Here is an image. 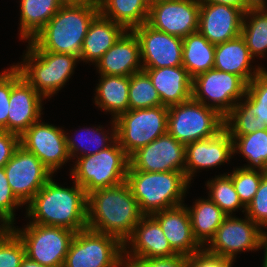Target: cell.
Instances as JSON below:
<instances>
[{"instance_id":"17","label":"cell","mask_w":267,"mask_h":267,"mask_svg":"<svg viewBox=\"0 0 267 267\" xmlns=\"http://www.w3.org/2000/svg\"><path fill=\"white\" fill-rule=\"evenodd\" d=\"M132 31L140 43L143 69L182 66V38L156 30L147 22Z\"/></svg>"},{"instance_id":"29","label":"cell","mask_w":267,"mask_h":267,"mask_svg":"<svg viewBox=\"0 0 267 267\" xmlns=\"http://www.w3.org/2000/svg\"><path fill=\"white\" fill-rule=\"evenodd\" d=\"M187 207L191 219L192 233L198 244L204 248L214 237L217 228L227 216L209 197L199 198Z\"/></svg>"},{"instance_id":"43","label":"cell","mask_w":267,"mask_h":267,"mask_svg":"<svg viewBox=\"0 0 267 267\" xmlns=\"http://www.w3.org/2000/svg\"><path fill=\"white\" fill-rule=\"evenodd\" d=\"M12 90V66L0 73V131H7L9 99Z\"/></svg>"},{"instance_id":"50","label":"cell","mask_w":267,"mask_h":267,"mask_svg":"<svg viewBox=\"0 0 267 267\" xmlns=\"http://www.w3.org/2000/svg\"><path fill=\"white\" fill-rule=\"evenodd\" d=\"M260 249H264V259L262 267H267V236L263 239Z\"/></svg>"},{"instance_id":"7","label":"cell","mask_w":267,"mask_h":267,"mask_svg":"<svg viewBox=\"0 0 267 267\" xmlns=\"http://www.w3.org/2000/svg\"><path fill=\"white\" fill-rule=\"evenodd\" d=\"M224 128V117L190 98L168 107L167 133L185 146L215 136Z\"/></svg>"},{"instance_id":"26","label":"cell","mask_w":267,"mask_h":267,"mask_svg":"<svg viewBox=\"0 0 267 267\" xmlns=\"http://www.w3.org/2000/svg\"><path fill=\"white\" fill-rule=\"evenodd\" d=\"M251 61L253 57L241 35L215 45L213 68L240 76L247 84L264 69L260 66L252 69Z\"/></svg>"},{"instance_id":"19","label":"cell","mask_w":267,"mask_h":267,"mask_svg":"<svg viewBox=\"0 0 267 267\" xmlns=\"http://www.w3.org/2000/svg\"><path fill=\"white\" fill-rule=\"evenodd\" d=\"M42 99L44 98L12 65L7 131L21 136L32 124L38 122L43 114Z\"/></svg>"},{"instance_id":"5","label":"cell","mask_w":267,"mask_h":267,"mask_svg":"<svg viewBox=\"0 0 267 267\" xmlns=\"http://www.w3.org/2000/svg\"><path fill=\"white\" fill-rule=\"evenodd\" d=\"M74 163L70 176L87 195L125 182L130 165L129 156L117 140L96 154L78 157Z\"/></svg>"},{"instance_id":"6","label":"cell","mask_w":267,"mask_h":267,"mask_svg":"<svg viewBox=\"0 0 267 267\" xmlns=\"http://www.w3.org/2000/svg\"><path fill=\"white\" fill-rule=\"evenodd\" d=\"M79 61L78 57L71 54L34 51L28 45L22 63L14 66L21 76L46 99L51 98L65 86Z\"/></svg>"},{"instance_id":"2","label":"cell","mask_w":267,"mask_h":267,"mask_svg":"<svg viewBox=\"0 0 267 267\" xmlns=\"http://www.w3.org/2000/svg\"><path fill=\"white\" fill-rule=\"evenodd\" d=\"M62 187L52 177L26 205L29 223L62 227L78 232L87 228V194L73 182ZM31 217V218H30Z\"/></svg>"},{"instance_id":"39","label":"cell","mask_w":267,"mask_h":267,"mask_svg":"<svg viewBox=\"0 0 267 267\" xmlns=\"http://www.w3.org/2000/svg\"><path fill=\"white\" fill-rule=\"evenodd\" d=\"M25 256L24 243L9 227L0 235V267H20Z\"/></svg>"},{"instance_id":"15","label":"cell","mask_w":267,"mask_h":267,"mask_svg":"<svg viewBox=\"0 0 267 267\" xmlns=\"http://www.w3.org/2000/svg\"><path fill=\"white\" fill-rule=\"evenodd\" d=\"M65 130L59 126L41 122L32 124L21 136L20 145L33 153L54 174L70 160Z\"/></svg>"},{"instance_id":"21","label":"cell","mask_w":267,"mask_h":267,"mask_svg":"<svg viewBox=\"0 0 267 267\" xmlns=\"http://www.w3.org/2000/svg\"><path fill=\"white\" fill-rule=\"evenodd\" d=\"M244 12L224 4L200 3L198 31L212 44L241 35Z\"/></svg>"},{"instance_id":"31","label":"cell","mask_w":267,"mask_h":267,"mask_svg":"<svg viewBox=\"0 0 267 267\" xmlns=\"http://www.w3.org/2000/svg\"><path fill=\"white\" fill-rule=\"evenodd\" d=\"M149 8L147 0H101L99 13L132 31L148 21Z\"/></svg>"},{"instance_id":"23","label":"cell","mask_w":267,"mask_h":267,"mask_svg":"<svg viewBox=\"0 0 267 267\" xmlns=\"http://www.w3.org/2000/svg\"><path fill=\"white\" fill-rule=\"evenodd\" d=\"M95 66L100 75L130 77L142 71L140 43L134 32L126 31Z\"/></svg>"},{"instance_id":"4","label":"cell","mask_w":267,"mask_h":267,"mask_svg":"<svg viewBox=\"0 0 267 267\" xmlns=\"http://www.w3.org/2000/svg\"><path fill=\"white\" fill-rule=\"evenodd\" d=\"M126 182L143 215H152L182 205L186 191L190 187L184 172L137 171L130 165Z\"/></svg>"},{"instance_id":"10","label":"cell","mask_w":267,"mask_h":267,"mask_svg":"<svg viewBox=\"0 0 267 267\" xmlns=\"http://www.w3.org/2000/svg\"><path fill=\"white\" fill-rule=\"evenodd\" d=\"M10 228L24 243L29 259L49 267H63L75 231L34 223L22 229L14 225Z\"/></svg>"},{"instance_id":"12","label":"cell","mask_w":267,"mask_h":267,"mask_svg":"<svg viewBox=\"0 0 267 267\" xmlns=\"http://www.w3.org/2000/svg\"><path fill=\"white\" fill-rule=\"evenodd\" d=\"M242 98L224 118L230 135H246L267 129V70L264 68L248 84Z\"/></svg>"},{"instance_id":"33","label":"cell","mask_w":267,"mask_h":267,"mask_svg":"<svg viewBox=\"0 0 267 267\" xmlns=\"http://www.w3.org/2000/svg\"><path fill=\"white\" fill-rule=\"evenodd\" d=\"M111 124H112L111 126L112 131H110L111 133L109 131L107 133H104L105 131H103L104 129H102L104 127L102 126H99L98 128H95V126L93 128H90V127L83 128L79 132L82 131L83 133V131L85 130L86 134L80 135L79 133H77L78 137L76 134L75 135L76 137L74 139H72V136L70 138L68 133H65L67 149H68L70 158L73 159L75 157L78 158V157L96 154L99 151L107 149L109 146H111L117 140L116 123L114 119H112ZM108 134L110 136H108Z\"/></svg>"},{"instance_id":"3","label":"cell","mask_w":267,"mask_h":267,"mask_svg":"<svg viewBox=\"0 0 267 267\" xmlns=\"http://www.w3.org/2000/svg\"><path fill=\"white\" fill-rule=\"evenodd\" d=\"M99 6L63 4L50 21L30 40L34 51L71 54L80 58L88 27Z\"/></svg>"},{"instance_id":"40","label":"cell","mask_w":267,"mask_h":267,"mask_svg":"<svg viewBox=\"0 0 267 267\" xmlns=\"http://www.w3.org/2000/svg\"><path fill=\"white\" fill-rule=\"evenodd\" d=\"M23 204L13 194L8 179L4 171V167L0 168V219L11 227L15 219V208L21 207Z\"/></svg>"},{"instance_id":"22","label":"cell","mask_w":267,"mask_h":267,"mask_svg":"<svg viewBox=\"0 0 267 267\" xmlns=\"http://www.w3.org/2000/svg\"><path fill=\"white\" fill-rule=\"evenodd\" d=\"M176 253L152 215H143L132 236L124 243V258H158Z\"/></svg>"},{"instance_id":"48","label":"cell","mask_w":267,"mask_h":267,"mask_svg":"<svg viewBox=\"0 0 267 267\" xmlns=\"http://www.w3.org/2000/svg\"><path fill=\"white\" fill-rule=\"evenodd\" d=\"M63 4L100 5L101 0H61Z\"/></svg>"},{"instance_id":"37","label":"cell","mask_w":267,"mask_h":267,"mask_svg":"<svg viewBox=\"0 0 267 267\" xmlns=\"http://www.w3.org/2000/svg\"><path fill=\"white\" fill-rule=\"evenodd\" d=\"M129 110L162 105L160 96L148 74L142 70L130 76Z\"/></svg>"},{"instance_id":"32","label":"cell","mask_w":267,"mask_h":267,"mask_svg":"<svg viewBox=\"0 0 267 267\" xmlns=\"http://www.w3.org/2000/svg\"><path fill=\"white\" fill-rule=\"evenodd\" d=\"M215 45L199 31L183 38L182 66L193 79L214 67Z\"/></svg>"},{"instance_id":"49","label":"cell","mask_w":267,"mask_h":267,"mask_svg":"<svg viewBox=\"0 0 267 267\" xmlns=\"http://www.w3.org/2000/svg\"><path fill=\"white\" fill-rule=\"evenodd\" d=\"M20 267H49V266L39 264L38 262H35L29 259L27 256H25V258L22 260Z\"/></svg>"},{"instance_id":"41","label":"cell","mask_w":267,"mask_h":267,"mask_svg":"<svg viewBox=\"0 0 267 267\" xmlns=\"http://www.w3.org/2000/svg\"><path fill=\"white\" fill-rule=\"evenodd\" d=\"M245 214L261 229L267 228V172L263 175L255 196L246 207Z\"/></svg>"},{"instance_id":"28","label":"cell","mask_w":267,"mask_h":267,"mask_svg":"<svg viewBox=\"0 0 267 267\" xmlns=\"http://www.w3.org/2000/svg\"><path fill=\"white\" fill-rule=\"evenodd\" d=\"M95 89V104L106 113L111 112L115 120L120 114L129 110L130 77L100 75Z\"/></svg>"},{"instance_id":"16","label":"cell","mask_w":267,"mask_h":267,"mask_svg":"<svg viewBox=\"0 0 267 267\" xmlns=\"http://www.w3.org/2000/svg\"><path fill=\"white\" fill-rule=\"evenodd\" d=\"M198 0H164L150 5L147 23L154 29L184 38L198 31Z\"/></svg>"},{"instance_id":"1","label":"cell","mask_w":267,"mask_h":267,"mask_svg":"<svg viewBox=\"0 0 267 267\" xmlns=\"http://www.w3.org/2000/svg\"><path fill=\"white\" fill-rule=\"evenodd\" d=\"M142 216L126 181L87 195V228L114 236L123 245Z\"/></svg>"},{"instance_id":"14","label":"cell","mask_w":267,"mask_h":267,"mask_svg":"<svg viewBox=\"0 0 267 267\" xmlns=\"http://www.w3.org/2000/svg\"><path fill=\"white\" fill-rule=\"evenodd\" d=\"M4 171L13 194L23 205L28 204L53 176L36 155L21 145L5 164Z\"/></svg>"},{"instance_id":"52","label":"cell","mask_w":267,"mask_h":267,"mask_svg":"<svg viewBox=\"0 0 267 267\" xmlns=\"http://www.w3.org/2000/svg\"><path fill=\"white\" fill-rule=\"evenodd\" d=\"M158 1H164V0H147V2L149 3V5L158 2Z\"/></svg>"},{"instance_id":"20","label":"cell","mask_w":267,"mask_h":267,"mask_svg":"<svg viewBox=\"0 0 267 267\" xmlns=\"http://www.w3.org/2000/svg\"><path fill=\"white\" fill-rule=\"evenodd\" d=\"M234 155L233 141L224 127L215 136L185 146L184 174L189 182L198 169L213 168L227 163Z\"/></svg>"},{"instance_id":"13","label":"cell","mask_w":267,"mask_h":267,"mask_svg":"<svg viewBox=\"0 0 267 267\" xmlns=\"http://www.w3.org/2000/svg\"><path fill=\"white\" fill-rule=\"evenodd\" d=\"M267 232L263 231L245 214V219L226 216L217 228L214 237L203 248L212 255L228 258L235 262L236 255L244 251L260 249Z\"/></svg>"},{"instance_id":"51","label":"cell","mask_w":267,"mask_h":267,"mask_svg":"<svg viewBox=\"0 0 267 267\" xmlns=\"http://www.w3.org/2000/svg\"><path fill=\"white\" fill-rule=\"evenodd\" d=\"M9 227L0 219V235L3 234Z\"/></svg>"},{"instance_id":"42","label":"cell","mask_w":267,"mask_h":267,"mask_svg":"<svg viewBox=\"0 0 267 267\" xmlns=\"http://www.w3.org/2000/svg\"><path fill=\"white\" fill-rule=\"evenodd\" d=\"M189 256L175 255L158 258H124V267H187Z\"/></svg>"},{"instance_id":"18","label":"cell","mask_w":267,"mask_h":267,"mask_svg":"<svg viewBox=\"0 0 267 267\" xmlns=\"http://www.w3.org/2000/svg\"><path fill=\"white\" fill-rule=\"evenodd\" d=\"M129 161L137 171L184 172L185 145L166 133L139 148L129 157Z\"/></svg>"},{"instance_id":"30","label":"cell","mask_w":267,"mask_h":267,"mask_svg":"<svg viewBox=\"0 0 267 267\" xmlns=\"http://www.w3.org/2000/svg\"><path fill=\"white\" fill-rule=\"evenodd\" d=\"M61 0H20V38L30 41L57 13Z\"/></svg>"},{"instance_id":"38","label":"cell","mask_w":267,"mask_h":267,"mask_svg":"<svg viewBox=\"0 0 267 267\" xmlns=\"http://www.w3.org/2000/svg\"><path fill=\"white\" fill-rule=\"evenodd\" d=\"M266 172L262 169L240 167L227 174L232 179L239 199L245 207L252 201Z\"/></svg>"},{"instance_id":"11","label":"cell","mask_w":267,"mask_h":267,"mask_svg":"<svg viewBox=\"0 0 267 267\" xmlns=\"http://www.w3.org/2000/svg\"><path fill=\"white\" fill-rule=\"evenodd\" d=\"M246 91L247 83L240 76L215 68L192 79V98L224 118L245 97Z\"/></svg>"},{"instance_id":"9","label":"cell","mask_w":267,"mask_h":267,"mask_svg":"<svg viewBox=\"0 0 267 267\" xmlns=\"http://www.w3.org/2000/svg\"><path fill=\"white\" fill-rule=\"evenodd\" d=\"M168 107L128 110L116 119V137L130 157L139 148L167 133Z\"/></svg>"},{"instance_id":"34","label":"cell","mask_w":267,"mask_h":267,"mask_svg":"<svg viewBox=\"0 0 267 267\" xmlns=\"http://www.w3.org/2000/svg\"><path fill=\"white\" fill-rule=\"evenodd\" d=\"M241 36L253 58L265 57L267 52V9H251L244 13Z\"/></svg>"},{"instance_id":"46","label":"cell","mask_w":267,"mask_h":267,"mask_svg":"<svg viewBox=\"0 0 267 267\" xmlns=\"http://www.w3.org/2000/svg\"><path fill=\"white\" fill-rule=\"evenodd\" d=\"M200 3L209 4H224L240 8L244 13L248 10L245 5V0H198Z\"/></svg>"},{"instance_id":"44","label":"cell","mask_w":267,"mask_h":267,"mask_svg":"<svg viewBox=\"0 0 267 267\" xmlns=\"http://www.w3.org/2000/svg\"><path fill=\"white\" fill-rule=\"evenodd\" d=\"M233 260L212 255L202 249L200 252L189 256L187 267H232Z\"/></svg>"},{"instance_id":"47","label":"cell","mask_w":267,"mask_h":267,"mask_svg":"<svg viewBox=\"0 0 267 267\" xmlns=\"http://www.w3.org/2000/svg\"><path fill=\"white\" fill-rule=\"evenodd\" d=\"M245 5L248 10L251 9H267L266 0H245Z\"/></svg>"},{"instance_id":"25","label":"cell","mask_w":267,"mask_h":267,"mask_svg":"<svg viewBox=\"0 0 267 267\" xmlns=\"http://www.w3.org/2000/svg\"><path fill=\"white\" fill-rule=\"evenodd\" d=\"M164 106L180 104L192 98V78L183 66L143 69Z\"/></svg>"},{"instance_id":"24","label":"cell","mask_w":267,"mask_h":267,"mask_svg":"<svg viewBox=\"0 0 267 267\" xmlns=\"http://www.w3.org/2000/svg\"><path fill=\"white\" fill-rule=\"evenodd\" d=\"M152 216L159 222L170 246L177 253L192 256L203 249L193 236L187 205L164 209Z\"/></svg>"},{"instance_id":"35","label":"cell","mask_w":267,"mask_h":267,"mask_svg":"<svg viewBox=\"0 0 267 267\" xmlns=\"http://www.w3.org/2000/svg\"><path fill=\"white\" fill-rule=\"evenodd\" d=\"M230 136L233 141V154L239 153L248 161L243 168L267 171V129L246 135Z\"/></svg>"},{"instance_id":"8","label":"cell","mask_w":267,"mask_h":267,"mask_svg":"<svg viewBox=\"0 0 267 267\" xmlns=\"http://www.w3.org/2000/svg\"><path fill=\"white\" fill-rule=\"evenodd\" d=\"M63 267H124V245L89 228L75 232Z\"/></svg>"},{"instance_id":"45","label":"cell","mask_w":267,"mask_h":267,"mask_svg":"<svg viewBox=\"0 0 267 267\" xmlns=\"http://www.w3.org/2000/svg\"><path fill=\"white\" fill-rule=\"evenodd\" d=\"M20 146V136L8 132L0 131V168L12 158L15 150Z\"/></svg>"},{"instance_id":"36","label":"cell","mask_w":267,"mask_h":267,"mask_svg":"<svg viewBox=\"0 0 267 267\" xmlns=\"http://www.w3.org/2000/svg\"><path fill=\"white\" fill-rule=\"evenodd\" d=\"M205 185L209 190V198L217 204L227 216H231L237 209L241 210V207L243 208V213L246 211V207L240 201L238 193L235 190L232 179L226 173L215 176L214 179L208 180Z\"/></svg>"},{"instance_id":"27","label":"cell","mask_w":267,"mask_h":267,"mask_svg":"<svg viewBox=\"0 0 267 267\" xmlns=\"http://www.w3.org/2000/svg\"><path fill=\"white\" fill-rule=\"evenodd\" d=\"M127 30L100 13L90 23L79 60L97 63Z\"/></svg>"}]
</instances>
